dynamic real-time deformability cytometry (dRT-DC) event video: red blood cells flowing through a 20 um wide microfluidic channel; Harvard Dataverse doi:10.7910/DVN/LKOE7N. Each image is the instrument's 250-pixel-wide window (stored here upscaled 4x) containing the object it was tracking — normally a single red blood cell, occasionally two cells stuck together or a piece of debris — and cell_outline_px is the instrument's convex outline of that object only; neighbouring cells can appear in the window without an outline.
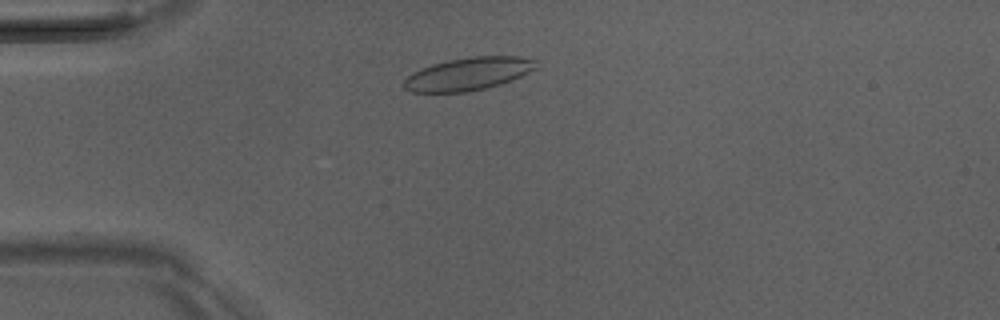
{"species": "Egyptian fruit bat (a non-hibernating species)", "species_latin": "Rousettus aegyptiacus", "temperature_condition": "room temperature", "stored_images_in_passage": 41, "camera_frame_rate_fps": 3000, "um_per_image_px": 0.085, "animal": {"sex": "male"}, "frame": {"image": 1, "passage_image": 7, "time_ms": 2.0, "image_size_px": [1000, 320], "cell_outline_px": [[536, 68], [512, 80], [500, 84], [484, 88], [464, 92], [412, 92], [404, 88], [404, 80], [412, 72], [432, 64], [448, 60], [472, 56], [520, 56], [536, 60]], "centroid_in_image_um": [39.8, 6.27], "position_along_channel_um": 45.2, "area_um2": 25.09}}
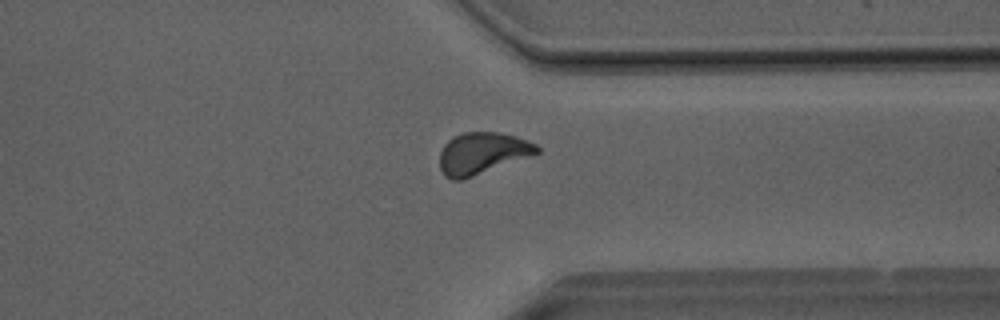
{"frame": {"image": 2, "passage_image": 33, "time_ms": 10.667, "image_size_px": [1000, 320], "cell_outline_px": [[540, 152], [464, 180], [452, 180], [444, 176], [440, 168], [440, 152], [444, 144], [452, 136], [464, 132], [496, 132], [516, 136], [528, 140], [536, 144], [540, 148]], "centroid_in_image_um": [40.96, 13.03], "position_along_channel_um": 370.4, "area_um2": 23.76}}
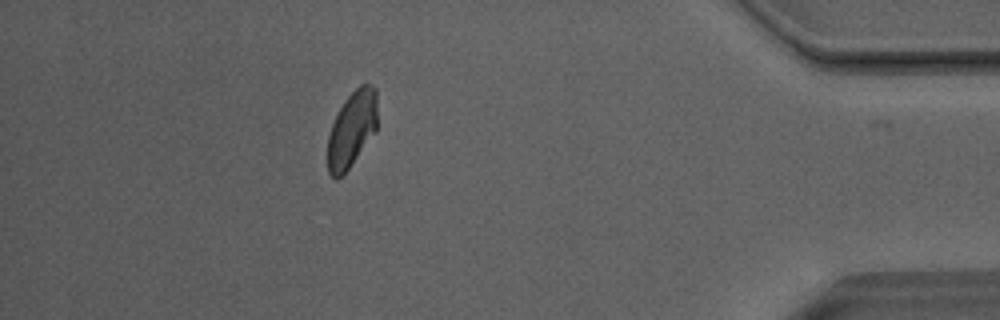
{"frame": {"image": 3, "passage_image": 39, "time_ms": 12.667, "image_size_px": [1000, 320], "cell_outline_px": [[376, 132], [348, 168], [336, 180], [328, 172], [328, 136], [332, 124], [344, 100], [360, 84], [368, 84], [376, 88]], "centroid_in_image_um": [29.91, 10.97], "position_along_channel_um": 405.3, "area_um2": 21.68}, "authors_computed_cell_mechanics": {"area_um2": 23.5824, "velocity_mm_per_s": 4.0306, "shape_relaxation_time_tau1_ms": 8.6568, "shape_relaxation_time_tau2_ms": 2.2707, "deformation_change_tau1": 0.1514, "deformation_change_tau2": 0.0757}}